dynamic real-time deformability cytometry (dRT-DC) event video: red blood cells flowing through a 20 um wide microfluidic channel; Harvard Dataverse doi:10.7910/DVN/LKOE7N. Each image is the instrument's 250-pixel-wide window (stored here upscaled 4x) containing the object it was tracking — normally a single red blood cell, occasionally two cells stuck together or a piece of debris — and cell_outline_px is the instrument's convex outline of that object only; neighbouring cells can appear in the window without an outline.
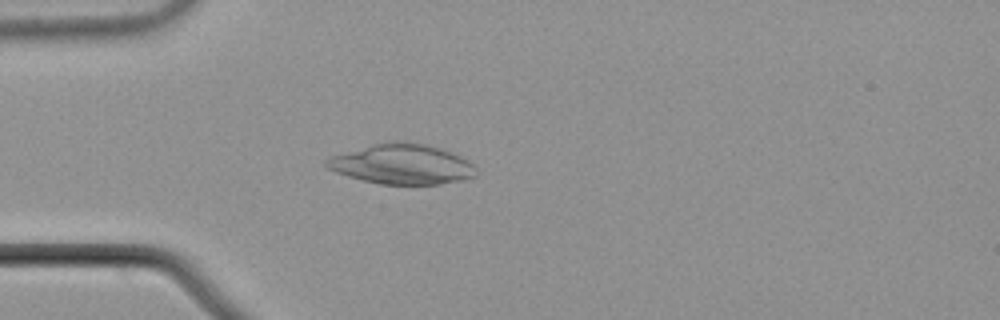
{"species": "common noctule bat (a hibernating species)", "species_latin": "Nyctalus noctula", "temperature_condition": "cold", "stored_images_in_passage": 46, "camera_frame_rate_fps": 3000, "um_per_image_px": 0.085, "animal": {"sex": "male", "body_mass_g": 21.5, "forearm_length_mm": 52.0}, "frame": {"image": 1, "passage_image": 14, "time_ms": 4.333, "image_size_px": [1000, 320], "cell_outline_px": [[476, 176], [464, 180], [440, 184], [380, 184], [348, 176], [336, 172], [328, 168], [324, 164], [324, 160], [332, 156], [376, 144], [396, 140], [424, 144], [444, 148], [468, 160], [476, 168]], "centroid_in_image_um": [34.22, 13.96], "position_along_channel_um": 50.8, "area_um2": 34.74}}
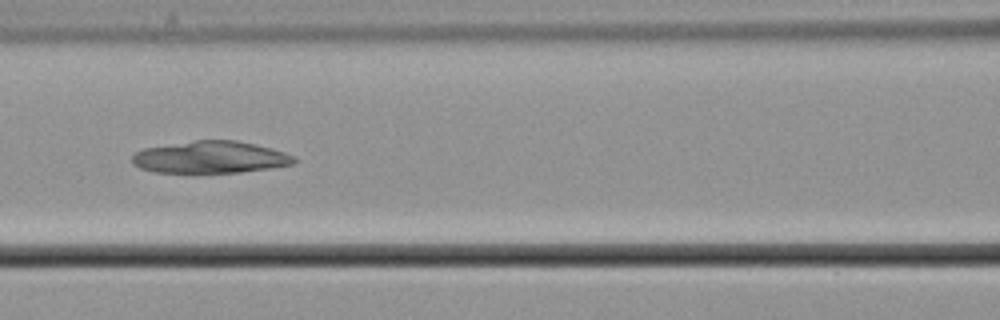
{"frame": {"image": 2, "passage_image": 23, "time_ms": 7.333, "image_size_px": [1000, 320], "cell_outline_px": [[296, 160], [292, 164], [272, 168], [240, 172], [152, 172], [140, 168], [132, 164], [132, 156], [136, 152], [144, 148], [196, 140], [236, 140], [256, 144], [272, 148], [284, 152], [292, 156]], "centroid_in_image_um": [17.87, 13.36], "position_along_channel_um": 148.7, "area_um2": 30.11}}
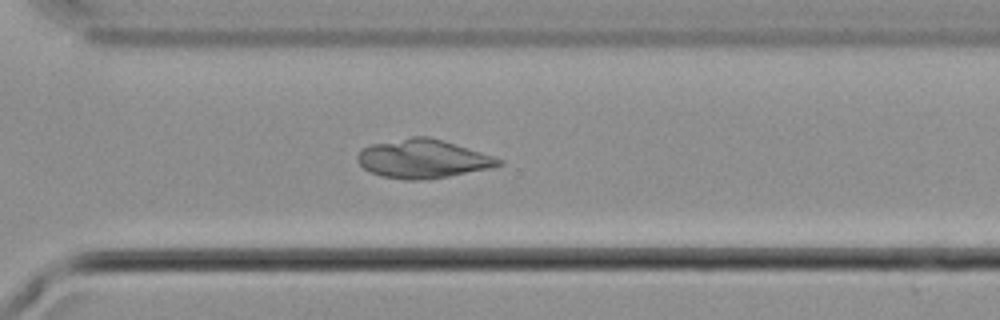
{"frame": {"image": 3, "passage_image": 38, "time_ms": 12.333, "image_size_px": [1000, 320], "cell_outline_px": [[504, 164], [492, 168], [448, 176], [420, 180], [404, 180], [380, 176], [364, 168], [356, 160], [356, 156], [360, 148], [372, 144], [412, 136], [428, 136], [444, 140], [504, 160]], "centroid_in_image_um": [35.93, 13.49], "position_along_channel_um": 334.7, "area_um2": 31.91}}